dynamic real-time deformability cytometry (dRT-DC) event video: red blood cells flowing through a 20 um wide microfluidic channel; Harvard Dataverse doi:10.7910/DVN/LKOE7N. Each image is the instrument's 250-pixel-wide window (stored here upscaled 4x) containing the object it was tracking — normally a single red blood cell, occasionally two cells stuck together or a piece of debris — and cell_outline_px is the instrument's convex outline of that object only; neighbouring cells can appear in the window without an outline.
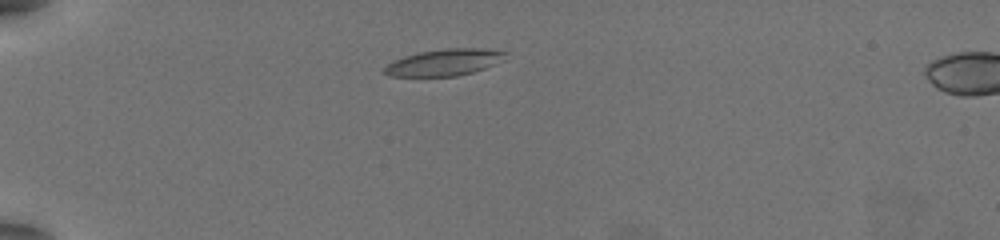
{"species": "common noctule bat (a hibernating species)", "species_latin": "Nyctalus noctula", "temperature_condition": "warm", "stored_images_in_passage": 41, "camera_frame_rate_fps": 3000, "um_per_image_px": 0.085, "animal": {"sex": "female", "body_mass_g": 19.5, "forearm_length_mm": 54.1}, "frame": {"image": 1, "passage_image": 2, "time_ms": 0.333, "image_size_px": [1000, 240], "cell_outline_px": [[508, 52], [492, 64], [484, 68], [472, 72], [456, 76], [388, 76], [384, 72], [384, 68], [388, 64], [404, 56], [420, 52], [444, 48], [480, 48]], "centroid_in_image_um": [37.7, 5.3], "position_along_channel_um": 47.3, "area_um2": 18.26}}
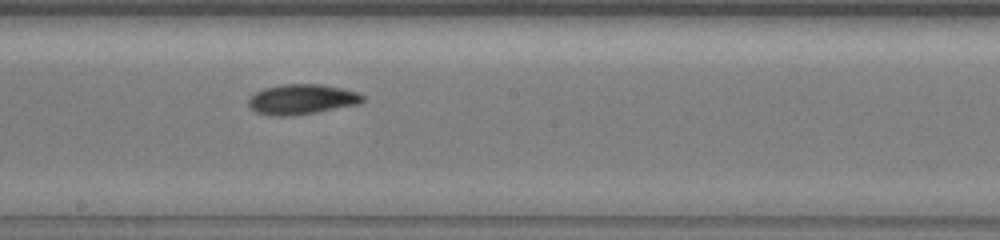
{"frame": {"image": 2, "passage_image": 19, "time_ms": 6.0, "image_size_px": [1000, 240], "cell_outline_px": [[364, 100], [360, 104], [316, 112], [292, 116], [276, 116], [256, 112], [248, 104], [248, 100], [256, 92], [264, 88], [284, 84], [320, 84], [340, 88], [356, 92], [364, 96]], "centroid_in_image_um": [25.66, 8.44], "position_along_channel_um": 222.5, "area_um2": 19.88}}
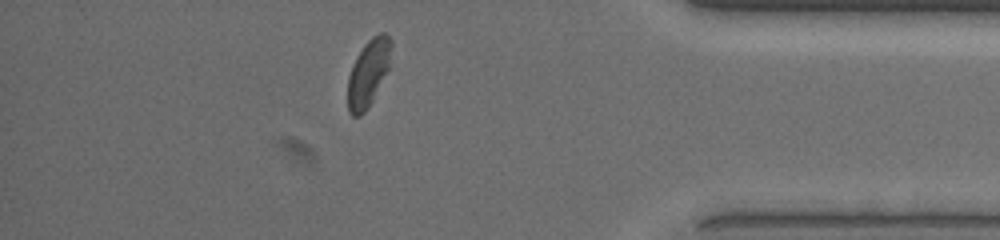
{"frame": {"image": 3, "passage_image": 35, "time_ms": 11.333, "image_size_px": [1000, 240], "cell_outline_px": [[392, 44], [388, 68], [368, 108], [360, 116], [352, 116], [348, 112], [348, 76], [352, 64], [356, 56], [364, 44], [372, 36], [380, 32], [384, 32], [392, 40]], "centroid_in_image_um": [31.29, 6.18], "position_along_channel_um": 403.9, "area_um2": 16.88}, "authors_computed_cell_mechanics": {"area_um2": 19.1896, "velocity_mm_per_s": 3.8574, "shape_relaxation_time_tau1_ms": 6.2058, "shape_relaxation_time_tau2_ms": 3.2326, "deformation_change_tau1": 0.1518, "deformation_change_tau2": 0.0892}}